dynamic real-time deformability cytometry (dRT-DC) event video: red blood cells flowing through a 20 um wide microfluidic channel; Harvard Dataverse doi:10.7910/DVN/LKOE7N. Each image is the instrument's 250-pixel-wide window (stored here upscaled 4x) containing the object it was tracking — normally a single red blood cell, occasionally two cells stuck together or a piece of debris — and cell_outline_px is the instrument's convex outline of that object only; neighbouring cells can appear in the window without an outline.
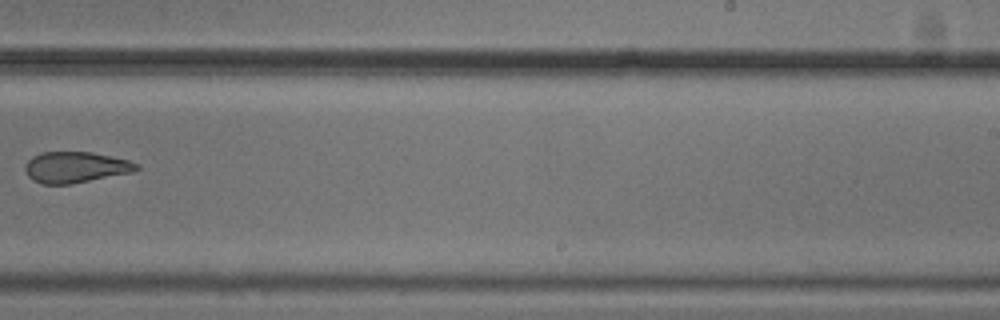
{"species": "common noctule bat (a hibernating species)", "species_latin": "Nyctalus noctula", "temperature_condition": "cold", "stored_images_in_passage": 9, "camera_frame_rate_fps": 3000, "um_per_image_px": 0.085, "animal": {"sex": "male", "body_mass_g": 20.5, "forearm_length_mm": 52.5}, "frame": {"image": 1, "passage_image": 9, "time_ms": 2.667, "image_size_px": [1000, 320], "cell_outline_px": [[140, 168], [132, 172], [68, 184], [44, 184], [32, 180], [28, 176], [24, 168], [28, 160], [32, 156], [40, 152], [92, 152], [128, 160], [140, 164]], "centroid_in_image_um": [6.4, 14.2], "position_along_channel_um": 282.6, "area_um2": 20.0}}